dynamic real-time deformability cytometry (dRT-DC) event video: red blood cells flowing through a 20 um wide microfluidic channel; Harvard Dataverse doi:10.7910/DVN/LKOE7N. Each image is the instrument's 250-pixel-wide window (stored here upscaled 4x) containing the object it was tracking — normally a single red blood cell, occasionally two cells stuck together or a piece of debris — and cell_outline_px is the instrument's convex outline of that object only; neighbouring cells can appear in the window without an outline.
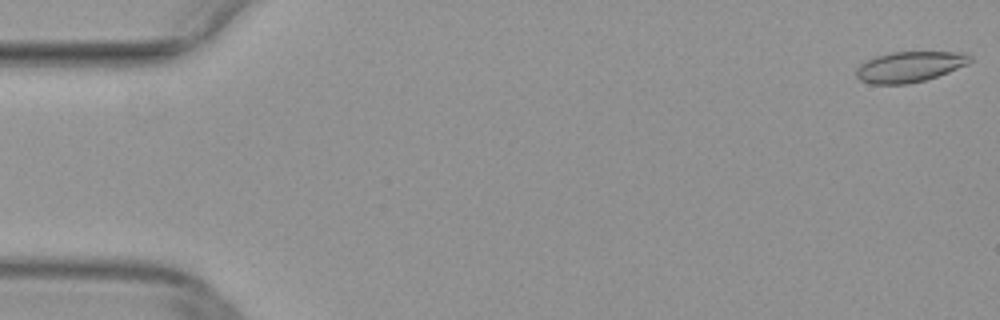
{"species": "common noctule bat (a hibernating species)", "species_latin": "Nyctalus noctula", "temperature_condition": "warm", "stored_images_in_passage": 40, "camera_frame_rate_fps": 3000, "um_per_image_px": 0.085, "animal": {"sex": "female", "body_mass_g": 29.2, "forearm_length_mm": 56.3}, "frame": {"image": 1, "passage_image": 1, "time_ms": 0.0, "image_size_px": [1000, 320], "cell_outline_px": [[972, 60], [968, 64], [948, 72], [924, 80], [908, 84], [872, 84], [860, 80], [856, 76], [856, 68], [860, 64], [876, 56], [892, 52], [968, 52], [972, 56]], "centroid_in_image_um": [77.34, 5.67], "position_along_channel_um": 7.7, "area_um2": 20.29}}
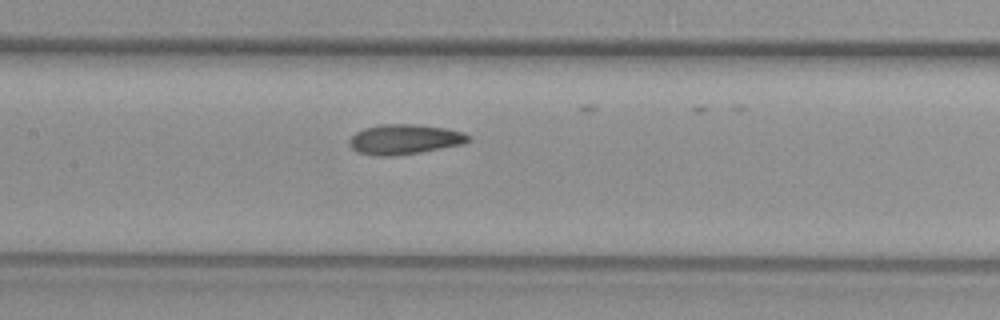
{"frame": {"image": 2, "passage_image": 24, "time_ms": 7.667, "image_size_px": [1000, 320], "cell_outline_px": [[472, 140], [464, 144], [420, 152], [392, 156], [376, 156], [356, 152], [348, 144], [348, 140], [356, 132], [364, 128], [380, 124], [420, 124], [444, 128], [464, 132], [472, 136]], "centroid_in_image_um": [34.4, 11.84], "position_along_channel_um": 173.0, "area_um2": 21.1}}
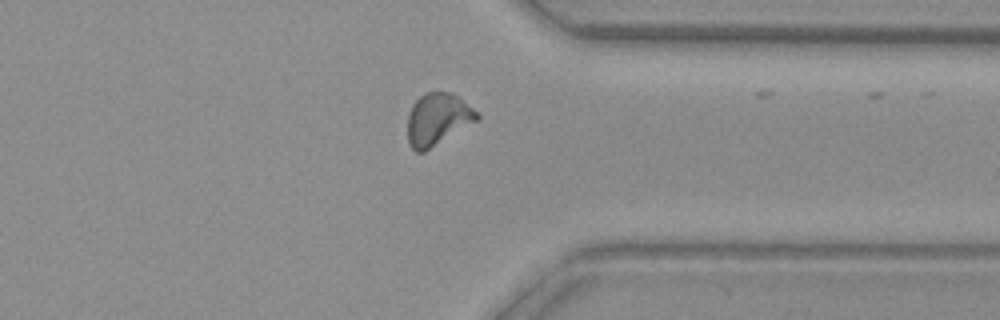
{"frame": {"image": 3, "passage_image": 39, "time_ms": 12.667, "image_size_px": [1000, 320], "cell_outline_px": [[480, 120], [424, 152], [416, 152], [408, 144], [408, 112], [412, 104], [424, 92], [452, 92], [472, 108], [480, 116]], "centroid_in_image_um": [37.19, 10.14], "position_along_channel_um": 374.2, "area_um2": 21.21}}